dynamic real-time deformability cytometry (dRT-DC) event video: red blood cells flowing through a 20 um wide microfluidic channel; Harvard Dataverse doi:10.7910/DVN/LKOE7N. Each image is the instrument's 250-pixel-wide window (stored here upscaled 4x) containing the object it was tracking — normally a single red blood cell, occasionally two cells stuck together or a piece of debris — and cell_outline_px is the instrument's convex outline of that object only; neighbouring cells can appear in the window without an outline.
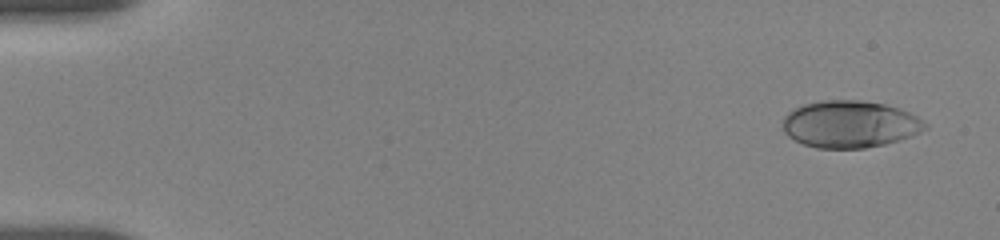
{"species": "human", "species_latin": "Homo sapiens", "temperature_condition": "room temperature", "stored_images_in_passage": 22, "camera_frame_rate_fps": 3000, "um_per_image_px": 0.085, "donor": {"sex": "female"}, "frame": {"image": 1, "passage_image": 2, "time_ms": 0.667, "image_size_px": [1000, 240], "cell_outline_px": [[928, 128], [912, 136], [884, 144], [864, 148], [816, 148], [804, 144], [788, 136], [784, 132], [784, 116], [788, 112], [804, 104], [824, 100], [860, 100], [884, 104], [900, 108], [916, 116], [928, 124]], "centroid_in_image_um": [72.26, 10.55], "position_along_channel_um": 12.7, "area_um2": 38.9}}
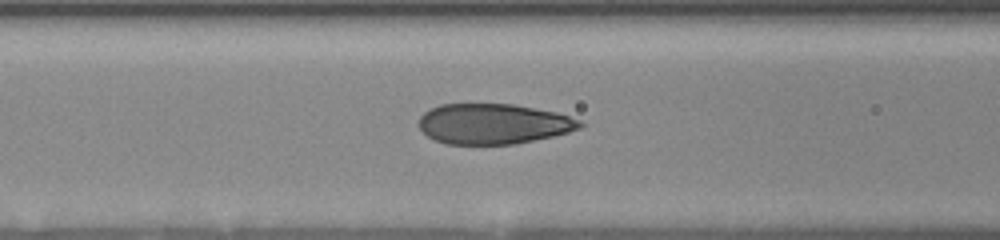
{"frame": {"image": 2, "passage_image": 14, "time_ms": 7.333, "image_size_px": [1000, 240], "cell_outline_px": [[584, 124], [580, 128], [568, 132], [552, 136], [516, 144], [448, 144], [436, 140], [428, 136], [416, 124], [420, 116], [424, 112], [440, 104], [512, 104], [556, 112], [580, 120]], "centroid_in_image_um": [41.91, 10.52], "position_along_channel_um": 124.7, "area_um2": 37.8}}
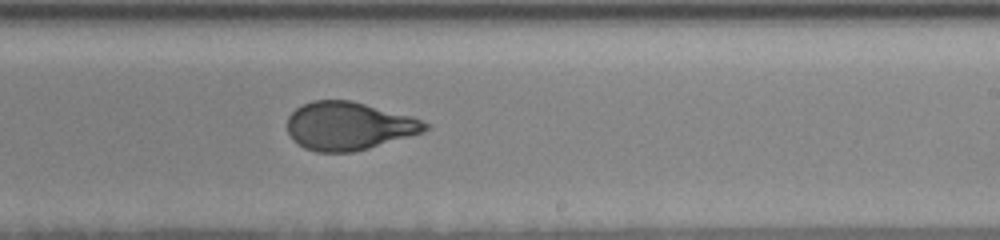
{"frame": {"image": 3, "passage_image": 22, "time_ms": 11.0, "image_size_px": [1000, 240], "cell_outline_px": [[428, 128], [424, 132], [368, 148], [352, 152], [316, 152], [304, 148], [292, 140], [288, 132], [288, 116], [296, 108], [312, 100], [352, 100], [412, 116], [428, 124]], "centroid_in_image_um": [29.62, 10.7], "position_along_channel_um": 259.4, "area_um2": 38.61}}